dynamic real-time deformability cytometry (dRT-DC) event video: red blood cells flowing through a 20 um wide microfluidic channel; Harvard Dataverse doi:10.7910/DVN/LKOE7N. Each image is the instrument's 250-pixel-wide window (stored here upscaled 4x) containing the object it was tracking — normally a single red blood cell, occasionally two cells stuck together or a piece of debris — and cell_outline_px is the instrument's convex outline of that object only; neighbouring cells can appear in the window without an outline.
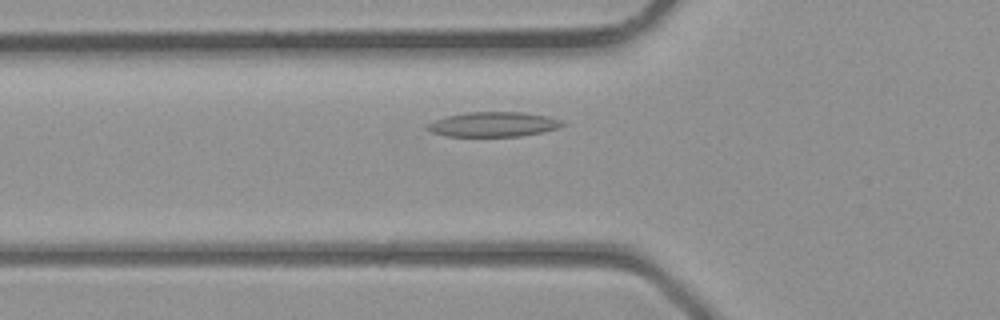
{"species": "common noctule bat (a hibernating species)", "species_latin": "Nyctalus noctula", "temperature_condition": "room temperature", "stored_images_in_passage": 29, "camera_frame_rate_fps": 3000, "um_per_image_px": 0.085, "animal": {"sex": "male", "body_mass_g": 23.1, "forearm_length_mm": 52.7}, "frame": {"image": 1, "passage_image": 8, "time_ms": 2.333, "image_size_px": [1000, 320], "cell_outline_px": [[564, 124], [556, 128], [544, 132], [520, 136], [448, 136], [432, 132], [424, 128], [428, 124], [436, 120], [448, 116], [468, 112], [520, 112], [548, 116], [560, 120]], "centroid_in_image_um": [41.93, 10.57], "position_along_channel_um": 83.9, "area_um2": 19.25}}
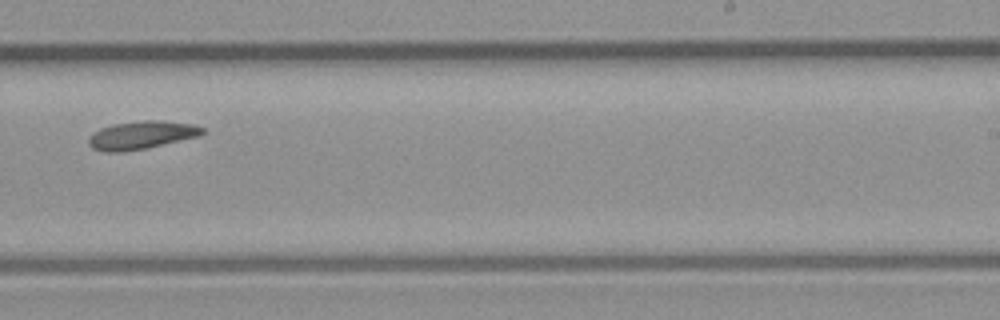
{"frame": {"image": 2, "passage_image": 19, "time_ms": 6.0, "image_size_px": [1000, 320], "cell_outline_px": [[208, 132], [200, 136], [144, 148], [120, 152], [104, 152], [92, 148], [88, 144], [88, 136], [92, 132], [100, 128], [112, 124], [144, 120], [164, 120], [192, 124], [204, 128]], "centroid_in_image_um": [12.02, 11.47], "position_along_channel_um": 277.0, "area_um2": 18.79}}
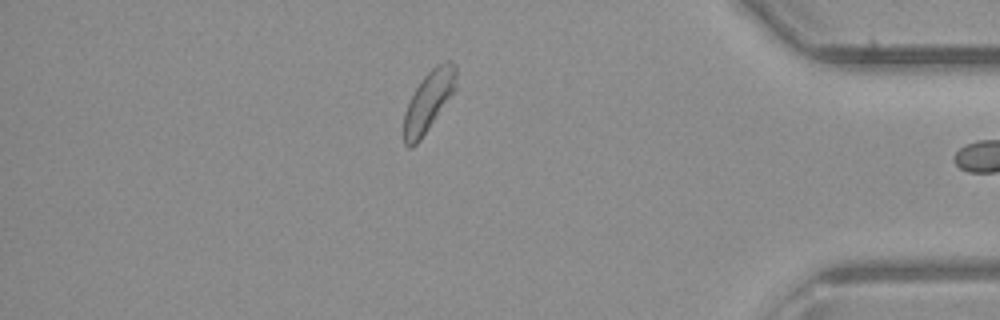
{"frame": {"image": 3, "passage_image": 28, "time_ms": 9.0, "image_size_px": [1000, 320], "cell_outline_px": [[456, 88], [420, 140], [412, 148], [408, 148], [404, 144], [404, 112], [416, 88], [424, 76], [436, 64], [448, 60], [456, 64]], "centroid_in_image_um": [36.43, 8.59], "position_along_channel_um": 398.8, "area_um2": 18.03}}